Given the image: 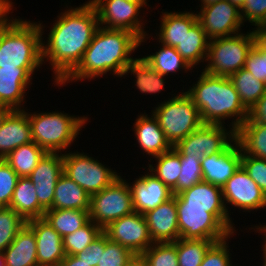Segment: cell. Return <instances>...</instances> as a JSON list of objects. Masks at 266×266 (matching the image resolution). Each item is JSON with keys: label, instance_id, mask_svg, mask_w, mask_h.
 Wrapping results in <instances>:
<instances>
[{"label": "cell", "instance_id": "1", "mask_svg": "<svg viewBox=\"0 0 266 266\" xmlns=\"http://www.w3.org/2000/svg\"><path fill=\"white\" fill-rule=\"evenodd\" d=\"M47 42L42 40V62L52 67L58 85L81 61L99 26L97 10L88 1L57 16Z\"/></svg>", "mask_w": 266, "mask_h": 266}, {"label": "cell", "instance_id": "2", "mask_svg": "<svg viewBox=\"0 0 266 266\" xmlns=\"http://www.w3.org/2000/svg\"><path fill=\"white\" fill-rule=\"evenodd\" d=\"M140 46V39L127 30L99 27L85 50L78 65L58 86L78 80L95 79L107 74L123 77L129 64L135 59L132 52Z\"/></svg>", "mask_w": 266, "mask_h": 266}, {"label": "cell", "instance_id": "3", "mask_svg": "<svg viewBox=\"0 0 266 266\" xmlns=\"http://www.w3.org/2000/svg\"><path fill=\"white\" fill-rule=\"evenodd\" d=\"M196 84L186 93L199 110L203 124H221L232 118L229 125L235 131L247 120L248 110L228 77L212 75L202 70ZM234 117V118H233Z\"/></svg>", "mask_w": 266, "mask_h": 266}, {"label": "cell", "instance_id": "4", "mask_svg": "<svg viewBox=\"0 0 266 266\" xmlns=\"http://www.w3.org/2000/svg\"><path fill=\"white\" fill-rule=\"evenodd\" d=\"M44 28L40 21L19 18L2 37L0 68H41Z\"/></svg>", "mask_w": 266, "mask_h": 266}, {"label": "cell", "instance_id": "5", "mask_svg": "<svg viewBox=\"0 0 266 266\" xmlns=\"http://www.w3.org/2000/svg\"><path fill=\"white\" fill-rule=\"evenodd\" d=\"M32 141L48 153H61L67 150L79 131L85 126L88 117L68 115L62 112H28Z\"/></svg>", "mask_w": 266, "mask_h": 266}, {"label": "cell", "instance_id": "6", "mask_svg": "<svg viewBox=\"0 0 266 266\" xmlns=\"http://www.w3.org/2000/svg\"><path fill=\"white\" fill-rule=\"evenodd\" d=\"M151 113L172 147L203 124L199 110L186 92L163 101Z\"/></svg>", "mask_w": 266, "mask_h": 266}, {"label": "cell", "instance_id": "7", "mask_svg": "<svg viewBox=\"0 0 266 266\" xmlns=\"http://www.w3.org/2000/svg\"><path fill=\"white\" fill-rule=\"evenodd\" d=\"M254 46L253 33H239L209 41L204 72L230 77L245 66L249 51Z\"/></svg>", "mask_w": 266, "mask_h": 266}, {"label": "cell", "instance_id": "8", "mask_svg": "<svg viewBox=\"0 0 266 266\" xmlns=\"http://www.w3.org/2000/svg\"><path fill=\"white\" fill-rule=\"evenodd\" d=\"M63 153V173L82 187L90 196L100 192L120 177L86 153ZM90 156V157H89Z\"/></svg>", "mask_w": 266, "mask_h": 266}, {"label": "cell", "instance_id": "9", "mask_svg": "<svg viewBox=\"0 0 266 266\" xmlns=\"http://www.w3.org/2000/svg\"><path fill=\"white\" fill-rule=\"evenodd\" d=\"M133 211L129 183L121 176L111 185L90 196V221L102 229Z\"/></svg>", "mask_w": 266, "mask_h": 266}, {"label": "cell", "instance_id": "10", "mask_svg": "<svg viewBox=\"0 0 266 266\" xmlns=\"http://www.w3.org/2000/svg\"><path fill=\"white\" fill-rule=\"evenodd\" d=\"M178 215L179 238L205 239L215 242L229 237L232 233L212 214L210 207L186 206L175 195Z\"/></svg>", "mask_w": 266, "mask_h": 266}, {"label": "cell", "instance_id": "11", "mask_svg": "<svg viewBox=\"0 0 266 266\" xmlns=\"http://www.w3.org/2000/svg\"><path fill=\"white\" fill-rule=\"evenodd\" d=\"M236 141V131L221 124H202L173 148L182 157L201 160L204 156L223 153Z\"/></svg>", "mask_w": 266, "mask_h": 266}, {"label": "cell", "instance_id": "12", "mask_svg": "<svg viewBox=\"0 0 266 266\" xmlns=\"http://www.w3.org/2000/svg\"><path fill=\"white\" fill-rule=\"evenodd\" d=\"M98 14L99 26L106 29L127 30L135 34L141 43L149 37L144 31L142 16L139 15L141 8L148 6L147 3H137L127 0H89ZM139 17V18H138ZM142 18V19H141ZM105 25V26H104Z\"/></svg>", "mask_w": 266, "mask_h": 266}, {"label": "cell", "instance_id": "13", "mask_svg": "<svg viewBox=\"0 0 266 266\" xmlns=\"http://www.w3.org/2000/svg\"><path fill=\"white\" fill-rule=\"evenodd\" d=\"M103 232L108 239L126 247L137 257L154 243L144 215L136 211L112 221Z\"/></svg>", "mask_w": 266, "mask_h": 266}, {"label": "cell", "instance_id": "14", "mask_svg": "<svg viewBox=\"0 0 266 266\" xmlns=\"http://www.w3.org/2000/svg\"><path fill=\"white\" fill-rule=\"evenodd\" d=\"M196 13L209 40L239 34L244 26L241 10L229 0L203 6Z\"/></svg>", "mask_w": 266, "mask_h": 266}, {"label": "cell", "instance_id": "15", "mask_svg": "<svg viewBox=\"0 0 266 266\" xmlns=\"http://www.w3.org/2000/svg\"><path fill=\"white\" fill-rule=\"evenodd\" d=\"M223 200L227 212L228 204L245 211L258 210L266 207V195L251 179L242 166L227 180L222 187ZM227 204V205H226Z\"/></svg>", "mask_w": 266, "mask_h": 266}, {"label": "cell", "instance_id": "16", "mask_svg": "<svg viewBox=\"0 0 266 266\" xmlns=\"http://www.w3.org/2000/svg\"><path fill=\"white\" fill-rule=\"evenodd\" d=\"M63 172V153L46 152L29 176L45 210L52 207L56 183Z\"/></svg>", "mask_w": 266, "mask_h": 266}, {"label": "cell", "instance_id": "17", "mask_svg": "<svg viewBox=\"0 0 266 266\" xmlns=\"http://www.w3.org/2000/svg\"><path fill=\"white\" fill-rule=\"evenodd\" d=\"M177 196L186 206L210 207V213L231 233L235 232V226L224 204L221 187L202 181L181 191Z\"/></svg>", "mask_w": 266, "mask_h": 266}, {"label": "cell", "instance_id": "18", "mask_svg": "<svg viewBox=\"0 0 266 266\" xmlns=\"http://www.w3.org/2000/svg\"><path fill=\"white\" fill-rule=\"evenodd\" d=\"M241 157L237 140L223 153L204 156L201 159L203 181L222 188L241 166Z\"/></svg>", "mask_w": 266, "mask_h": 266}, {"label": "cell", "instance_id": "19", "mask_svg": "<svg viewBox=\"0 0 266 266\" xmlns=\"http://www.w3.org/2000/svg\"><path fill=\"white\" fill-rule=\"evenodd\" d=\"M129 184L133 210L145 214L173 197L172 190L149 170Z\"/></svg>", "mask_w": 266, "mask_h": 266}, {"label": "cell", "instance_id": "20", "mask_svg": "<svg viewBox=\"0 0 266 266\" xmlns=\"http://www.w3.org/2000/svg\"><path fill=\"white\" fill-rule=\"evenodd\" d=\"M143 215L154 243L175 242L179 239L175 195Z\"/></svg>", "mask_w": 266, "mask_h": 266}, {"label": "cell", "instance_id": "21", "mask_svg": "<svg viewBox=\"0 0 266 266\" xmlns=\"http://www.w3.org/2000/svg\"><path fill=\"white\" fill-rule=\"evenodd\" d=\"M27 225L35 233L38 266H59L65 258L63 238L44 218L28 220Z\"/></svg>", "mask_w": 266, "mask_h": 266}, {"label": "cell", "instance_id": "22", "mask_svg": "<svg viewBox=\"0 0 266 266\" xmlns=\"http://www.w3.org/2000/svg\"><path fill=\"white\" fill-rule=\"evenodd\" d=\"M38 68H0V105L12 110H24L26 88ZM22 103V104H21Z\"/></svg>", "mask_w": 266, "mask_h": 266}, {"label": "cell", "instance_id": "23", "mask_svg": "<svg viewBox=\"0 0 266 266\" xmlns=\"http://www.w3.org/2000/svg\"><path fill=\"white\" fill-rule=\"evenodd\" d=\"M29 142H32V136L28 112L12 110L0 127V159Z\"/></svg>", "mask_w": 266, "mask_h": 266}, {"label": "cell", "instance_id": "24", "mask_svg": "<svg viewBox=\"0 0 266 266\" xmlns=\"http://www.w3.org/2000/svg\"><path fill=\"white\" fill-rule=\"evenodd\" d=\"M134 134L141 150L146 155H151V158L157 157L164 152L169 151L172 146L166 140L165 135L161 127L159 126L158 120L151 114L138 115L136 122L134 123Z\"/></svg>", "mask_w": 266, "mask_h": 266}, {"label": "cell", "instance_id": "25", "mask_svg": "<svg viewBox=\"0 0 266 266\" xmlns=\"http://www.w3.org/2000/svg\"><path fill=\"white\" fill-rule=\"evenodd\" d=\"M161 26L159 27V33L157 31L156 36L159 40V44L176 48L186 31H190V28L198 21L197 13L194 12H162Z\"/></svg>", "mask_w": 266, "mask_h": 266}, {"label": "cell", "instance_id": "26", "mask_svg": "<svg viewBox=\"0 0 266 266\" xmlns=\"http://www.w3.org/2000/svg\"><path fill=\"white\" fill-rule=\"evenodd\" d=\"M3 253L6 266H38L33 230L26 224Z\"/></svg>", "mask_w": 266, "mask_h": 266}, {"label": "cell", "instance_id": "27", "mask_svg": "<svg viewBox=\"0 0 266 266\" xmlns=\"http://www.w3.org/2000/svg\"><path fill=\"white\" fill-rule=\"evenodd\" d=\"M90 195L64 173L59 177L50 209L89 211Z\"/></svg>", "mask_w": 266, "mask_h": 266}, {"label": "cell", "instance_id": "28", "mask_svg": "<svg viewBox=\"0 0 266 266\" xmlns=\"http://www.w3.org/2000/svg\"><path fill=\"white\" fill-rule=\"evenodd\" d=\"M9 207L26 221L43 218L46 211L39 204L36 189L29 177H19Z\"/></svg>", "mask_w": 266, "mask_h": 266}, {"label": "cell", "instance_id": "29", "mask_svg": "<svg viewBox=\"0 0 266 266\" xmlns=\"http://www.w3.org/2000/svg\"><path fill=\"white\" fill-rule=\"evenodd\" d=\"M209 39L199 21L186 31L176 51L192 67L206 61Z\"/></svg>", "mask_w": 266, "mask_h": 266}, {"label": "cell", "instance_id": "30", "mask_svg": "<svg viewBox=\"0 0 266 266\" xmlns=\"http://www.w3.org/2000/svg\"><path fill=\"white\" fill-rule=\"evenodd\" d=\"M236 140L246 155L266 159V123L247 119L236 131Z\"/></svg>", "mask_w": 266, "mask_h": 266}, {"label": "cell", "instance_id": "31", "mask_svg": "<svg viewBox=\"0 0 266 266\" xmlns=\"http://www.w3.org/2000/svg\"><path fill=\"white\" fill-rule=\"evenodd\" d=\"M43 218L62 238L90 221L89 211L75 209H47Z\"/></svg>", "mask_w": 266, "mask_h": 266}, {"label": "cell", "instance_id": "32", "mask_svg": "<svg viewBox=\"0 0 266 266\" xmlns=\"http://www.w3.org/2000/svg\"><path fill=\"white\" fill-rule=\"evenodd\" d=\"M133 74L136 77L135 86L143 94L160 93L164 88L165 76L154 70L142 57L135 58L123 73Z\"/></svg>", "mask_w": 266, "mask_h": 266}, {"label": "cell", "instance_id": "33", "mask_svg": "<svg viewBox=\"0 0 266 266\" xmlns=\"http://www.w3.org/2000/svg\"><path fill=\"white\" fill-rule=\"evenodd\" d=\"M229 79L248 111L266 92V83L256 79L244 67L230 76Z\"/></svg>", "mask_w": 266, "mask_h": 266}, {"label": "cell", "instance_id": "34", "mask_svg": "<svg viewBox=\"0 0 266 266\" xmlns=\"http://www.w3.org/2000/svg\"><path fill=\"white\" fill-rule=\"evenodd\" d=\"M45 153L41 147L32 141L14 149L4 160L19 177H29Z\"/></svg>", "mask_w": 266, "mask_h": 266}, {"label": "cell", "instance_id": "35", "mask_svg": "<svg viewBox=\"0 0 266 266\" xmlns=\"http://www.w3.org/2000/svg\"><path fill=\"white\" fill-rule=\"evenodd\" d=\"M161 46L157 52L142 57L154 70L164 76L181 71V69H186L185 72L193 70L176 51V48L164 44Z\"/></svg>", "mask_w": 266, "mask_h": 266}, {"label": "cell", "instance_id": "36", "mask_svg": "<svg viewBox=\"0 0 266 266\" xmlns=\"http://www.w3.org/2000/svg\"><path fill=\"white\" fill-rule=\"evenodd\" d=\"M154 158L157 163L156 166L148 164L147 170L173 190L177 186L181 173L180 154L172 147L169 151Z\"/></svg>", "mask_w": 266, "mask_h": 266}, {"label": "cell", "instance_id": "37", "mask_svg": "<svg viewBox=\"0 0 266 266\" xmlns=\"http://www.w3.org/2000/svg\"><path fill=\"white\" fill-rule=\"evenodd\" d=\"M214 242L205 239L179 238L176 240L179 266H200L207 250Z\"/></svg>", "mask_w": 266, "mask_h": 266}, {"label": "cell", "instance_id": "38", "mask_svg": "<svg viewBox=\"0 0 266 266\" xmlns=\"http://www.w3.org/2000/svg\"><path fill=\"white\" fill-rule=\"evenodd\" d=\"M138 259L143 266H179L176 241L153 243Z\"/></svg>", "mask_w": 266, "mask_h": 266}, {"label": "cell", "instance_id": "39", "mask_svg": "<svg viewBox=\"0 0 266 266\" xmlns=\"http://www.w3.org/2000/svg\"><path fill=\"white\" fill-rule=\"evenodd\" d=\"M103 232V229L89 221L74 233L63 237L65 255H76L83 252Z\"/></svg>", "mask_w": 266, "mask_h": 266}, {"label": "cell", "instance_id": "40", "mask_svg": "<svg viewBox=\"0 0 266 266\" xmlns=\"http://www.w3.org/2000/svg\"><path fill=\"white\" fill-rule=\"evenodd\" d=\"M27 221L10 207H0V250L4 251Z\"/></svg>", "mask_w": 266, "mask_h": 266}, {"label": "cell", "instance_id": "41", "mask_svg": "<svg viewBox=\"0 0 266 266\" xmlns=\"http://www.w3.org/2000/svg\"><path fill=\"white\" fill-rule=\"evenodd\" d=\"M137 259L129 249L105 235V249H100L98 266H130Z\"/></svg>", "mask_w": 266, "mask_h": 266}, {"label": "cell", "instance_id": "42", "mask_svg": "<svg viewBox=\"0 0 266 266\" xmlns=\"http://www.w3.org/2000/svg\"><path fill=\"white\" fill-rule=\"evenodd\" d=\"M181 173L178 178L177 186L172 190L173 195L191 188L194 184L203 181L201 160L193 157H182L180 155Z\"/></svg>", "mask_w": 266, "mask_h": 266}, {"label": "cell", "instance_id": "43", "mask_svg": "<svg viewBox=\"0 0 266 266\" xmlns=\"http://www.w3.org/2000/svg\"><path fill=\"white\" fill-rule=\"evenodd\" d=\"M18 179L9 164L0 159V207H9Z\"/></svg>", "mask_w": 266, "mask_h": 266}, {"label": "cell", "instance_id": "44", "mask_svg": "<svg viewBox=\"0 0 266 266\" xmlns=\"http://www.w3.org/2000/svg\"><path fill=\"white\" fill-rule=\"evenodd\" d=\"M233 235L234 233L223 240L214 242L207 250L200 266H233L230 260L229 242L227 243L228 238L230 239Z\"/></svg>", "mask_w": 266, "mask_h": 266}, {"label": "cell", "instance_id": "45", "mask_svg": "<svg viewBox=\"0 0 266 266\" xmlns=\"http://www.w3.org/2000/svg\"><path fill=\"white\" fill-rule=\"evenodd\" d=\"M241 166L266 195V159L246 155L242 151Z\"/></svg>", "mask_w": 266, "mask_h": 266}, {"label": "cell", "instance_id": "46", "mask_svg": "<svg viewBox=\"0 0 266 266\" xmlns=\"http://www.w3.org/2000/svg\"><path fill=\"white\" fill-rule=\"evenodd\" d=\"M241 17L255 27L266 25V0H245Z\"/></svg>", "mask_w": 266, "mask_h": 266}, {"label": "cell", "instance_id": "47", "mask_svg": "<svg viewBox=\"0 0 266 266\" xmlns=\"http://www.w3.org/2000/svg\"><path fill=\"white\" fill-rule=\"evenodd\" d=\"M244 68L256 79L266 83V53L260 51L255 45L248 53Z\"/></svg>", "mask_w": 266, "mask_h": 266}, {"label": "cell", "instance_id": "48", "mask_svg": "<svg viewBox=\"0 0 266 266\" xmlns=\"http://www.w3.org/2000/svg\"><path fill=\"white\" fill-rule=\"evenodd\" d=\"M100 249H105V233L102 232L83 252L75 256L79 260H84L89 266H98Z\"/></svg>", "mask_w": 266, "mask_h": 266}, {"label": "cell", "instance_id": "49", "mask_svg": "<svg viewBox=\"0 0 266 266\" xmlns=\"http://www.w3.org/2000/svg\"><path fill=\"white\" fill-rule=\"evenodd\" d=\"M247 119L254 123H266V92L248 111Z\"/></svg>", "mask_w": 266, "mask_h": 266}, {"label": "cell", "instance_id": "50", "mask_svg": "<svg viewBox=\"0 0 266 266\" xmlns=\"http://www.w3.org/2000/svg\"><path fill=\"white\" fill-rule=\"evenodd\" d=\"M13 2H11L1 13H0V43L4 33L18 20L9 17L11 10H13ZM9 17V18H8ZM11 18V19H10Z\"/></svg>", "mask_w": 266, "mask_h": 266}, {"label": "cell", "instance_id": "51", "mask_svg": "<svg viewBox=\"0 0 266 266\" xmlns=\"http://www.w3.org/2000/svg\"><path fill=\"white\" fill-rule=\"evenodd\" d=\"M254 45L263 53H266V25L253 28Z\"/></svg>", "mask_w": 266, "mask_h": 266}, {"label": "cell", "instance_id": "52", "mask_svg": "<svg viewBox=\"0 0 266 266\" xmlns=\"http://www.w3.org/2000/svg\"><path fill=\"white\" fill-rule=\"evenodd\" d=\"M59 266H89V264L79 260L75 255H65Z\"/></svg>", "mask_w": 266, "mask_h": 266}, {"label": "cell", "instance_id": "53", "mask_svg": "<svg viewBox=\"0 0 266 266\" xmlns=\"http://www.w3.org/2000/svg\"><path fill=\"white\" fill-rule=\"evenodd\" d=\"M254 229L255 232H258V233H262L264 236L263 238L265 237V239L263 240L264 241V245H262V249H263V264L262 266H266V225H258V226H255V228H252V230Z\"/></svg>", "mask_w": 266, "mask_h": 266}, {"label": "cell", "instance_id": "54", "mask_svg": "<svg viewBox=\"0 0 266 266\" xmlns=\"http://www.w3.org/2000/svg\"><path fill=\"white\" fill-rule=\"evenodd\" d=\"M12 111V109L8 106L0 105V127L5 120V118L8 116V114Z\"/></svg>", "mask_w": 266, "mask_h": 266}, {"label": "cell", "instance_id": "55", "mask_svg": "<svg viewBox=\"0 0 266 266\" xmlns=\"http://www.w3.org/2000/svg\"><path fill=\"white\" fill-rule=\"evenodd\" d=\"M233 5L237 6L240 10L244 6L245 0H229Z\"/></svg>", "mask_w": 266, "mask_h": 266}, {"label": "cell", "instance_id": "56", "mask_svg": "<svg viewBox=\"0 0 266 266\" xmlns=\"http://www.w3.org/2000/svg\"><path fill=\"white\" fill-rule=\"evenodd\" d=\"M10 0H0V13L11 3Z\"/></svg>", "mask_w": 266, "mask_h": 266}, {"label": "cell", "instance_id": "57", "mask_svg": "<svg viewBox=\"0 0 266 266\" xmlns=\"http://www.w3.org/2000/svg\"><path fill=\"white\" fill-rule=\"evenodd\" d=\"M219 1H223V0H201V7L206 6V5H210L213 3H217Z\"/></svg>", "mask_w": 266, "mask_h": 266}, {"label": "cell", "instance_id": "58", "mask_svg": "<svg viewBox=\"0 0 266 266\" xmlns=\"http://www.w3.org/2000/svg\"><path fill=\"white\" fill-rule=\"evenodd\" d=\"M0 266H6L5 265V257L3 251L0 250Z\"/></svg>", "mask_w": 266, "mask_h": 266}, {"label": "cell", "instance_id": "59", "mask_svg": "<svg viewBox=\"0 0 266 266\" xmlns=\"http://www.w3.org/2000/svg\"><path fill=\"white\" fill-rule=\"evenodd\" d=\"M130 266H143V264H142V262L139 260V259H137L132 265H130Z\"/></svg>", "mask_w": 266, "mask_h": 266}, {"label": "cell", "instance_id": "60", "mask_svg": "<svg viewBox=\"0 0 266 266\" xmlns=\"http://www.w3.org/2000/svg\"><path fill=\"white\" fill-rule=\"evenodd\" d=\"M127 1H131V2H137V3H147V0H127Z\"/></svg>", "mask_w": 266, "mask_h": 266}]
</instances>
